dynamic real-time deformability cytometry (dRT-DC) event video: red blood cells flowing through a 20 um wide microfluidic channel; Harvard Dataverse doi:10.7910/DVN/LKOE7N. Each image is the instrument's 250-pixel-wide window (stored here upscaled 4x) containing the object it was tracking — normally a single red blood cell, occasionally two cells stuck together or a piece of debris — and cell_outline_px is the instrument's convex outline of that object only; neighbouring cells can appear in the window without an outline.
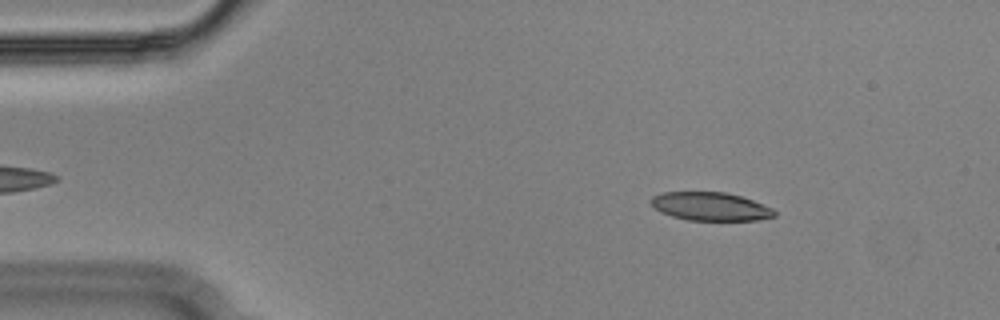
{"species": "Egyptian fruit bat (a non-hibernating species)", "species_latin": "Rousettus aegyptiacus", "temperature_condition": "cold", "stored_images_in_passage": 54, "camera_frame_rate_fps": 3000, "um_per_image_px": 0.085, "animal": {"sex": "male"}, "frame": {"image": 1, "passage_image": 7, "time_ms": 2.0, "image_size_px": [1000, 320], "cell_outline_px": [[776, 216], [756, 220], [688, 220], [672, 216], [660, 212], [652, 204], [652, 196], [664, 192], [724, 192], [740, 196], [752, 200], [772, 208], [776, 212]], "centroid_in_image_um": [60.4, 17.55], "position_along_channel_um": 24.6, "area_um2": 20.17}}
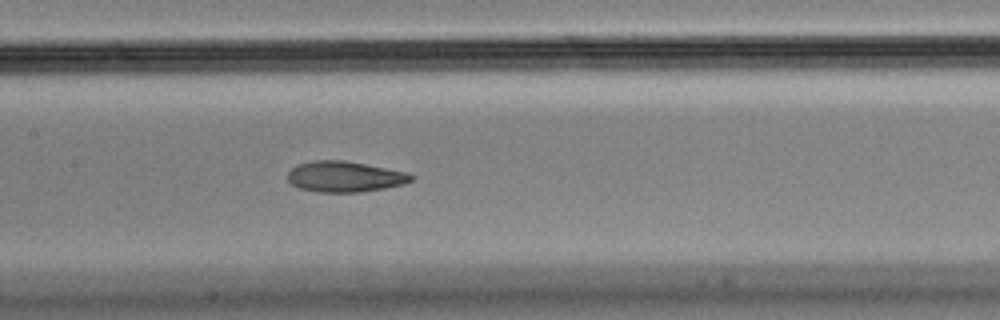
{"frame": {"image": 2, "passage_image": 25, "time_ms": 8.0, "image_size_px": [1000, 320], "cell_outline_px": [[416, 176], [412, 180], [404, 184], [384, 188], [360, 192], [316, 192], [300, 188], [292, 184], [288, 180], [288, 172], [296, 164], [312, 160], [344, 160], [408, 172]], "centroid_in_image_um": [29.31, 15.01], "position_along_channel_um": 178.1, "area_um2": 22.25}}
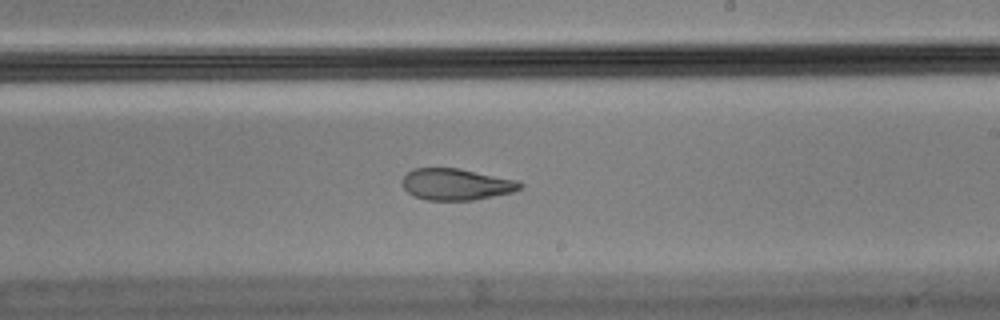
{"frame": {"image": 3, "passage_image": 31, "time_ms": 10.0, "image_size_px": [1000, 320], "cell_outline_px": [[524, 184], [520, 188], [512, 192], [472, 200], [424, 200], [412, 196], [404, 188], [404, 176], [412, 168], [460, 168], [520, 180]], "centroid_in_image_um": [38.8, 15.66], "position_along_channel_um": 250.2, "area_um2": 21.73}, "authors_computed_cell_mechanics": {"area_um2": 22.4264, "velocity_mm_per_s": 3.623, "shape_relaxation_time_tau1_ms": null, "shape_relaxation_time_tau2_ms": 2.338, "deformation_change_tau1": null, "deformation_change_tau2": 0.082}}